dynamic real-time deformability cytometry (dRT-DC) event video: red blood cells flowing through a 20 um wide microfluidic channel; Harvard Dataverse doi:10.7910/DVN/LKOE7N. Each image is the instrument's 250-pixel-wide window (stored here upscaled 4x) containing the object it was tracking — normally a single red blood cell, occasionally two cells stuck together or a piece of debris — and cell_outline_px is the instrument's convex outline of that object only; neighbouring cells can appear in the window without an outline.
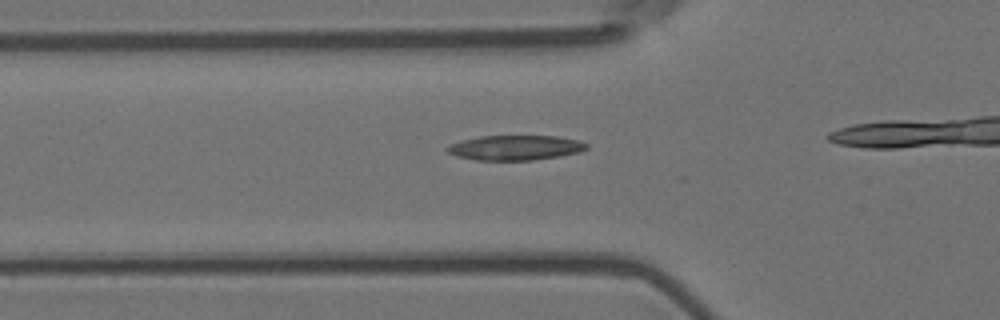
{"species": "Egyptian fruit bat (a non-hibernating species)", "species_latin": "Rousettus aegyptiacus", "temperature_condition": "room temperature", "stored_images_in_passage": 17, "camera_frame_rate_fps": 3000, "um_per_image_px": 0.085, "animal": {"sex": "female"}, "frame": {"image": 1, "passage_image": 14, "time_ms": 4.333, "image_size_px": [1000, 320], "cell_outline_px": [[588, 148], [580, 152], [560, 156], [532, 160], [476, 160], [456, 156], [448, 152], [444, 148], [452, 144], [464, 140], [480, 136], [556, 136], [576, 140], [588, 144]], "centroid_in_image_um": [43.81, 12.56], "position_along_channel_um": 82.0, "area_um2": 20.06}}